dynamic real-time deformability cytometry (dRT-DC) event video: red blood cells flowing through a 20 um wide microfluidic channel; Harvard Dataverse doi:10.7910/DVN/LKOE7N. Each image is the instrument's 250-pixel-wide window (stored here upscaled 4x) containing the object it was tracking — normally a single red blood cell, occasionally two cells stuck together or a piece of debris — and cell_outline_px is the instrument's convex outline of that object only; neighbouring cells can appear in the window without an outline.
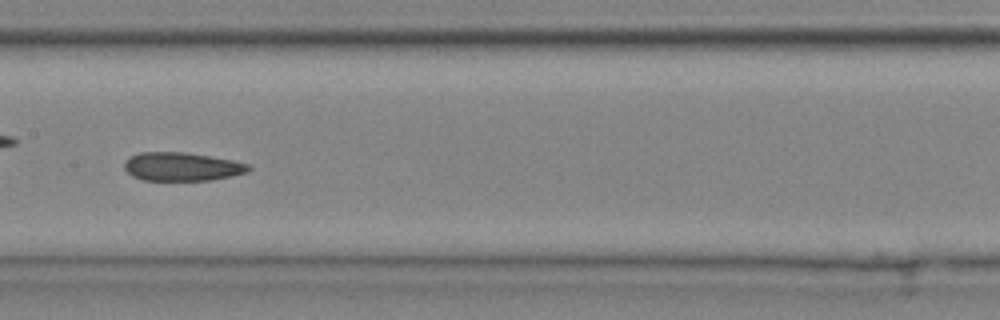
{"species": "common noctule bat (a hibernating species)", "species_latin": "Nyctalus noctula", "temperature_condition": "cold", "stored_images_in_passage": 25, "camera_frame_rate_fps": 3000, "um_per_image_px": 0.085, "animal": {"sex": "male", "body_mass_g": 20.4}, "frame": {"image": 1, "passage_image": 15, "time_ms": 4.667, "image_size_px": [1000, 320], "cell_outline_px": [[252, 168], [248, 172], [232, 176], [212, 180], [144, 180], [132, 176], [124, 168], [124, 160], [140, 152], [184, 152], [232, 160], [248, 164]], "centroid_in_image_um": [15.46, 14.17], "position_along_channel_um": 191.9, "area_um2": 20.58}}
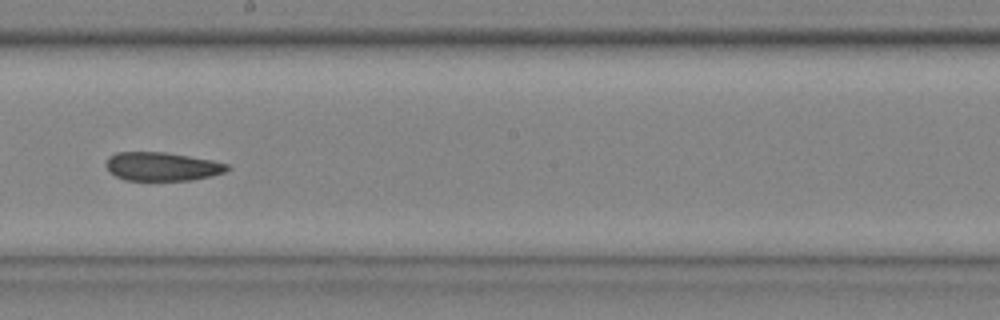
{"frame": {"image": 2, "passage_image": 18, "time_ms": 5.667, "image_size_px": [1000, 320], "cell_outline_px": [[232, 168], [224, 172], [212, 176], [192, 180], [124, 180], [108, 172], [104, 164], [108, 156], [116, 152], [164, 152], [212, 160], [228, 164]], "centroid_in_image_um": [13.74, 14.15], "position_along_channel_um": 234.5, "area_um2": 20.4}}